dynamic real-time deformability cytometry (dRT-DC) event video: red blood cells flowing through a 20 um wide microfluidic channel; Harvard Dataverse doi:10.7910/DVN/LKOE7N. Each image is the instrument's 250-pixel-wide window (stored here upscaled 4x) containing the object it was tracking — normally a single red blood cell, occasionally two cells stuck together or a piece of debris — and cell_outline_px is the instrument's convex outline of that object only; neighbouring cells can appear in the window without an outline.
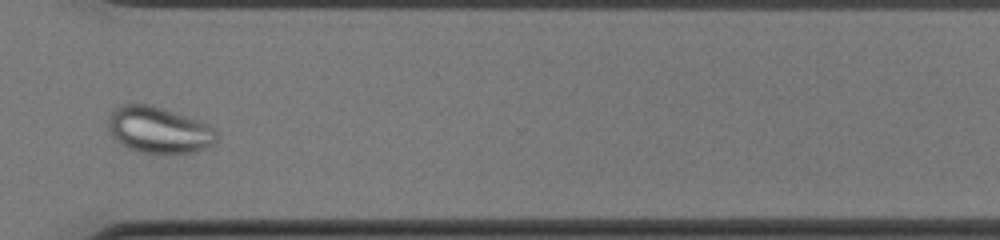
{"species": "common noctule bat (a hibernating species)", "species_latin": "Nyctalus noctula", "temperature_condition": "cold", "stored_images_in_passage": 45, "camera_frame_rate_fps": 3000, "um_per_image_px": 0.085, "animal": {"sex": "female", "body_mass_g": 22.0, "forearm_length_mm": 56.7}, "frame": {"image": 1, "passage_image": 32, "time_ms": 10.333, "image_size_px": [1000, 240], "cell_outline_px": [[212, 140], [208, 144], [200, 148], [188, 152], [152, 152], [132, 148], [124, 144], [112, 132], [112, 116], [120, 108], [128, 104], [144, 104], [168, 112], [200, 124], [204, 128]], "centroid_in_image_um": [13.37, 11.06], "position_along_channel_um": 357.2, "area_um2": 25.14}}